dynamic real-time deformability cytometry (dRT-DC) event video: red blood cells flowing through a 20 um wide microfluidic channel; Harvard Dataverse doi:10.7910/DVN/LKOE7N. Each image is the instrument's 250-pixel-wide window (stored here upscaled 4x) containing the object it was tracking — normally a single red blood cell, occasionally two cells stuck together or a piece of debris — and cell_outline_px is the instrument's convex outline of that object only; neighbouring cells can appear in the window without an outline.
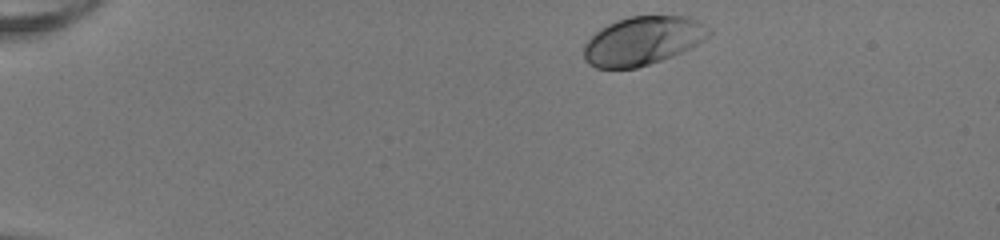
{"species": "human", "species_latin": "Homo sapiens", "temperature_condition": "room temperature", "stored_images_in_passage": 43, "camera_frame_rate_fps": 3000, "um_per_image_px": 0.085, "donor": {"sex": "female"}, "frame": {"image": 1, "passage_image": 1, "time_ms": 0.0, "image_size_px": [1000, 240], "cell_outline_px": [[712, 32], [704, 40], [672, 56], [636, 68], [596, 68], [588, 64], [584, 60], [584, 44], [600, 28], [616, 20], [628, 16], [688, 16], [712, 28]], "centroid_in_image_um": [54.62, 3.45], "position_along_channel_um": 30.4, "area_um2": 35.32}}
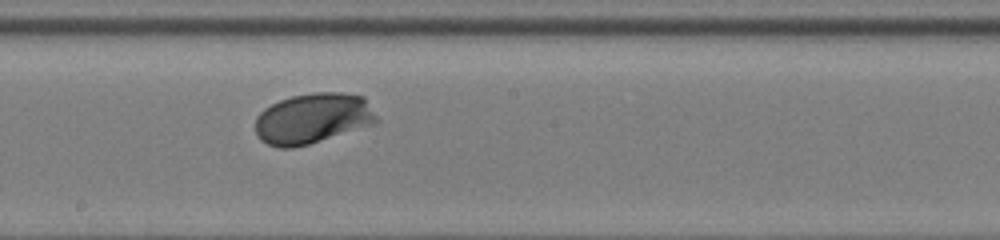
{"frame": {"image": 2, "passage_image": 22, "time_ms": 7.0, "image_size_px": [1000, 240], "cell_outline_px": [[380, 120], [376, 124], [308, 144], [292, 148], [280, 148], [268, 144], [260, 140], [256, 136], [256, 116], [264, 108], [280, 100], [292, 96], [316, 92], [340, 92], [364, 96]], "centroid_in_image_um": [26.61, 10.06], "position_along_channel_um": 221.6, "area_um2": 35.89}}
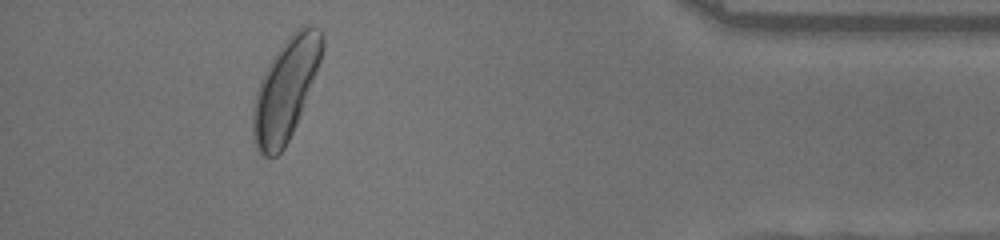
{"frame": {"image": 3, "passage_image": 39, "time_ms": 12.667, "image_size_px": [1000, 240], "cell_outline_px": [[324, 48], [320, 60], [300, 116], [284, 148], [276, 156], [264, 156], [256, 148], [252, 140], [252, 108], [256, 92], [260, 80], [268, 64], [276, 52], [288, 36], [300, 24], [308, 24], [320, 28], [324, 36]], "centroid_in_image_um": [24.27, 7.56], "position_along_channel_um": 410.9, "area_um2": 40.92}, "authors_computed_cell_mechanics": {"area_um2": 35.0268, "velocity_mm_per_s": 4.0417, "shape_relaxation_time_tau1_ms": 1.7107, "shape_relaxation_time_tau2_ms": null, "deformation_change_tau1": 0.1242, "deformation_change_tau2": null}}